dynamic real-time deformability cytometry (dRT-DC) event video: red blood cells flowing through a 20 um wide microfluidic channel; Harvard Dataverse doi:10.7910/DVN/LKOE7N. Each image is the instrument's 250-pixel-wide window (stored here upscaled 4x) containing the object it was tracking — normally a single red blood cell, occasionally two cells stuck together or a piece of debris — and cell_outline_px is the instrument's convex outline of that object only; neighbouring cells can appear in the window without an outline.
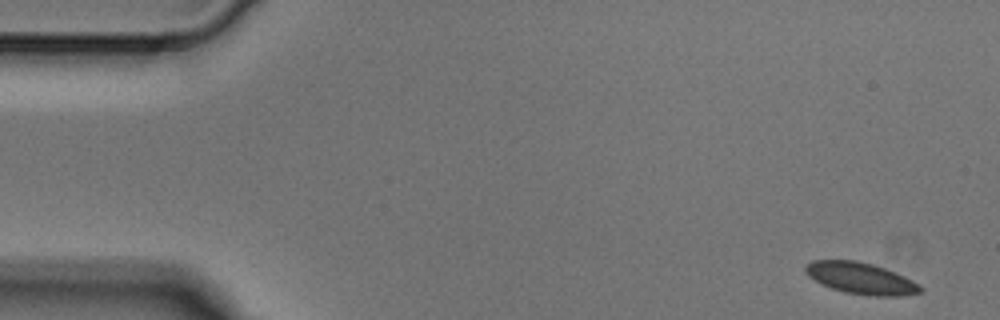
{"species": "Egyptian fruit bat (a non-hibernating species)", "species_latin": "Rousettus aegyptiacus", "temperature_condition": "cold", "stored_images_in_passage": 4, "camera_frame_rate_fps": 3000, "um_per_image_px": 0.085, "animal": {"sex": "male"}, "frame": {"image": 1, "passage_image": 1, "time_ms": 0.0, "image_size_px": [1000, 320], "cell_outline_px": [[924, 288], [920, 292], [900, 296], [876, 296], [844, 292], [832, 288], [808, 276], [804, 272], [804, 268], [812, 260], [856, 260], [872, 264], [884, 268], [904, 276], [920, 284]], "centroid_in_image_um": [73.18, 23.65], "position_along_channel_um": 11.8, "area_um2": 20.92}}
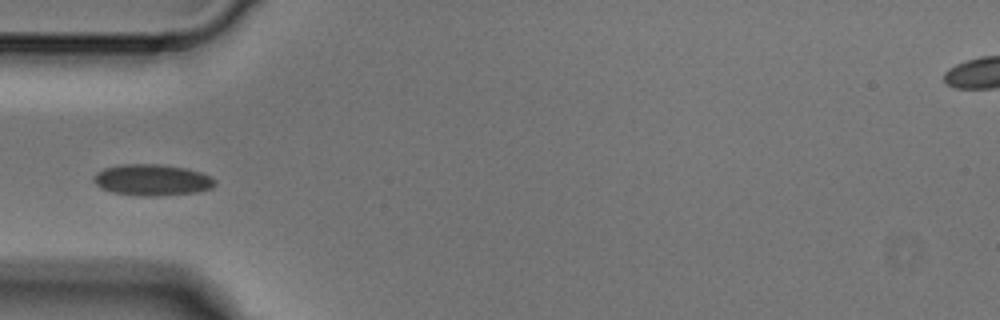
{"frame": {"image": 2, "passage_image": 4, "time_ms": 1.0, "image_size_px": [1000, 320], "cell_outline_px": [[216, 184], [212, 188], [196, 192], [156, 196], [140, 196], [112, 192], [100, 188], [92, 180], [92, 176], [96, 172], [104, 168], [124, 164], [160, 164], [188, 168], [200, 172], [216, 180]], "centroid_in_image_um": [12.9, 15.29], "position_along_channel_um": 72.1, "area_um2": 22.25}}